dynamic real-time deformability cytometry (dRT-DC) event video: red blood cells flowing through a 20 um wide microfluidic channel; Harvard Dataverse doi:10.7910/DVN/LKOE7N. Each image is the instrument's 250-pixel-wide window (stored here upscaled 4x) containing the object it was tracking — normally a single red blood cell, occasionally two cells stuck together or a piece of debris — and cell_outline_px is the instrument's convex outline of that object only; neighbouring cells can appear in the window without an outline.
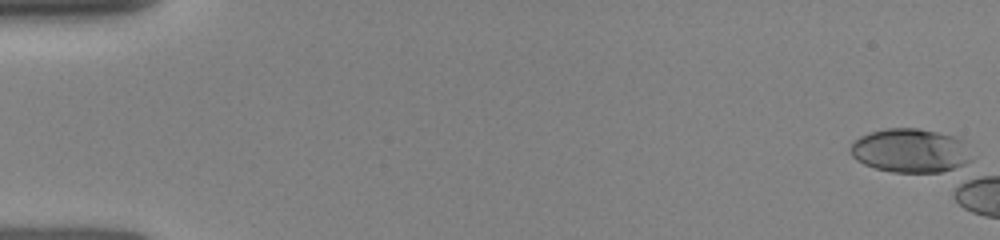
{"species": "human", "species_latin": "Homo sapiens", "temperature_condition": "room temperature", "stored_images_in_passage": 1, "camera_frame_rate_fps": 3000, "um_per_image_px": 0.085, "donor": {"sex": "female"}, "frame": {"image": 1, "passage_image": 1, "time_ms": 0.0, "image_size_px": [1000, 240], "cell_outline_px": [[972, 160], [964, 168], [940, 172], [892, 172], [876, 168], [864, 164], [856, 160], [848, 152], [848, 148], [852, 140], [860, 136], [872, 132], [888, 128], [916, 128], [936, 132], [952, 136], [964, 140]], "centroid_in_image_um": [77.38, 12.82], "position_along_channel_um": 7.6, "area_um2": 31.44}}